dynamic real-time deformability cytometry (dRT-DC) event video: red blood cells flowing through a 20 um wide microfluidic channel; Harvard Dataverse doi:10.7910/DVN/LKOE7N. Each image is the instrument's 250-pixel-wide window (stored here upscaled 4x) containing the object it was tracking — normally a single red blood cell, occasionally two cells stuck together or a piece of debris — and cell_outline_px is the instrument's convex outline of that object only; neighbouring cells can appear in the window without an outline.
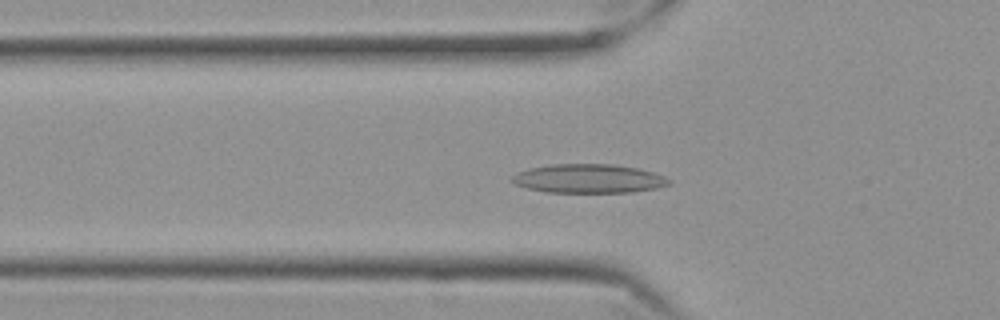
{"species": "Egyptian fruit bat (a non-hibernating species)", "species_latin": "Rousettus aegyptiacus", "temperature_condition": "cold", "stored_images_in_passage": 57, "camera_frame_rate_fps": 3000, "um_per_image_px": 0.085, "frame": {"image": 1, "passage_image": 19, "time_ms": 6.0, "image_size_px": [1000, 320], "cell_outline_px": [[672, 184], [656, 188], [632, 192], [548, 192], [528, 188], [516, 184], [508, 180], [512, 176], [520, 172], [532, 168], [552, 164], [612, 164], [636, 168], [652, 172], [664, 176], [672, 180]], "centroid_in_image_um": [50.07, 15.18], "position_along_channel_um": 75.7, "area_um2": 26.24}}
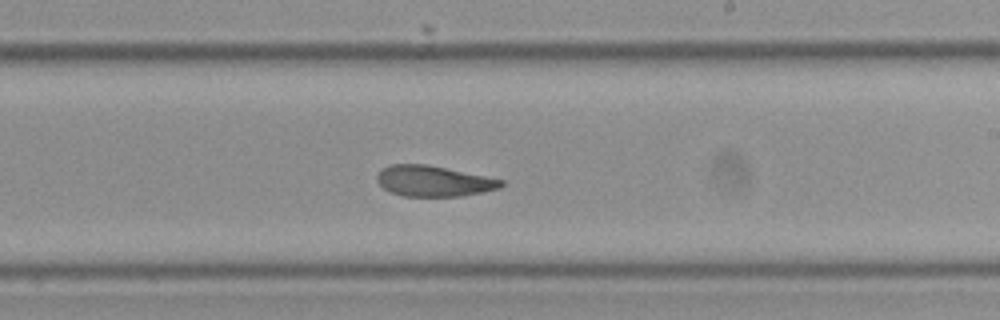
{"frame": {"image": 2, "passage_image": 34, "time_ms": 11.0, "image_size_px": [1000, 320], "cell_outline_px": [[504, 184], [500, 188], [460, 196], [404, 196], [392, 192], [384, 188], [376, 180], [376, 176], [388, 164], [428, 164], [504, 180]], "centroid_in_image_um": [36.85, 15.38], "position_along_channel_um": 252.2, "area_um2": 22.02}}
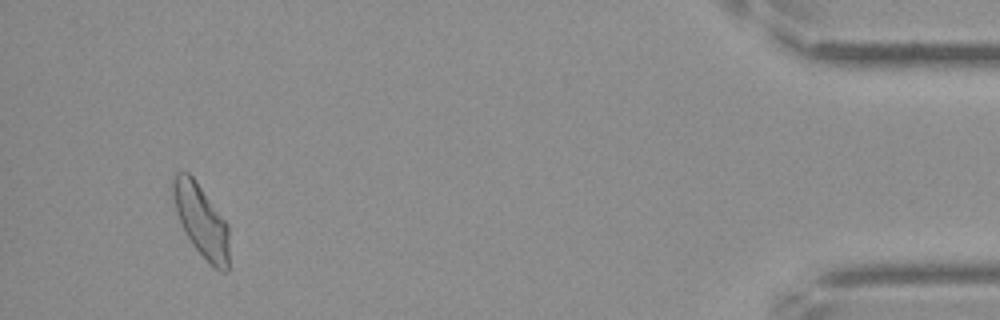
{"frame": {"image": 3, "passage_image": 54, "time_ms": 17.667, "image_size_px": [1000, 320], "cell_outline_px": [[228, 272], [220, 272], [192, 244], [176, 212], [168, 188], [172, 176], [176, 172], [188, 172], [192, 176], [228, 224]], "centroid_in_image_um": [17.05, 18.68], "position_along_channel_um": 418.2, "area_um2": 23.58}, "authors_computed_cell_mechanics": {"area_um2": 23.8714, "velocity_mm_per_s": 3.509, "shape_relaxation_time_tau1_ms": 10.3735, "shape_relaxation_time_tau2_ms": 3.1566, "deformation_change_tau1": 0.2094, "deformation_change_tau2": 0.084}}